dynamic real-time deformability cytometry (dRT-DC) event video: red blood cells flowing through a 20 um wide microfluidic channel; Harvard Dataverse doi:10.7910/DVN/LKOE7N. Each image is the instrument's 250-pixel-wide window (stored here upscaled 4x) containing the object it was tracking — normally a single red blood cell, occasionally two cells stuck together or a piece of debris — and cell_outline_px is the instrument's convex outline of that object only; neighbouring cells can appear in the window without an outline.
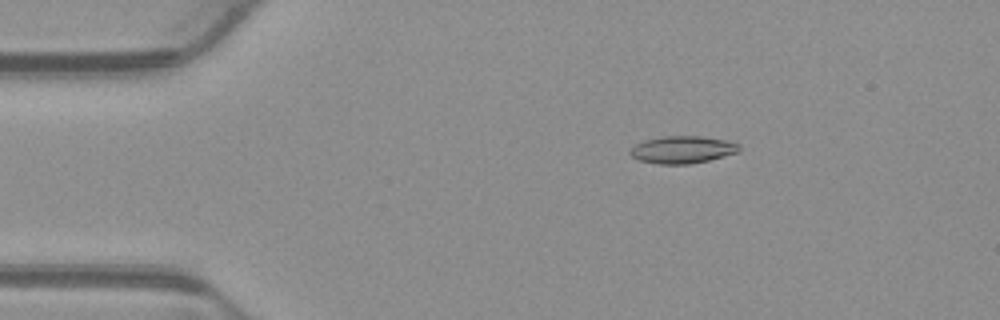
{"species": "common noctule bat (a hibernating species)", "species_latin": "Nyctalus noctula", "temperature_condition": "warm", "stored_images_in_passage": 53, "camera_frame_rate_fps": 3000, "um_per_image_px": 0.085, "animal": {"sex": "male", "body_mass_g": 23.1, "forearm_length_mm": 52.7}, "frame": {"image": 1, "passage_image": 9, "time_ms": 2.667, "image_size_px": [1000, 320], "cell_outline_px": [[740, 148], [736, 152], [708, 160], [688, 164], [656, 164], [640, 160], [632, 156], [628, 152], [636, 144], [644, 140], [664, 136], [700, 136], [728, 140], [740, 144]], "centroid_in_image_um": [57.99, 12.71], "position_along_channel_um": 27.0, "area_um2": 17.22}}
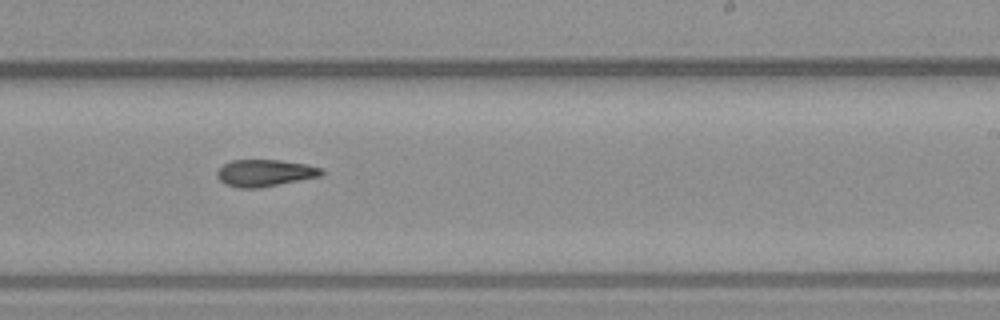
{"frame": {"image": 2, "passage_image": 32, "time_ms": 10.333, "image_size_px": [1000, 320], "cell_outline_px": [[324, 172], [320, 176], [256, 188], [236, 188], [224, 184], [220, 180], [216, 172], [224, 164], [232, 160], [280, 160], [308, 164], [324, 168]], "centroid_in_image_um": [22.52, 14.69], "position_along_channel_um": 266.5, "area_um2": 16.3}}
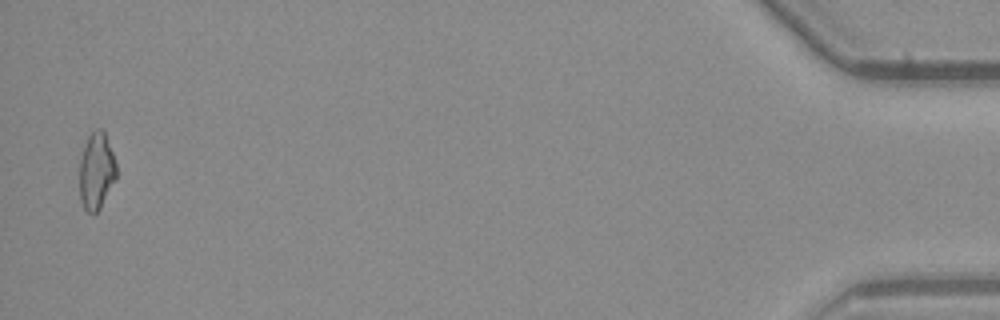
{"frame": {"image": 3, "passage_image": 52, "time_ms": 17.0, "image_size_px": [1000, 320], "cell_outline_px": [[116, 180], [100, 208], [96, 212], [88, 212], [84, 208], [80, 200], [80, 160], [88, 136], [96, 128], [100, 128], [104, 132], [112, 152], [116, 164]], "centroid_in_image_um": [8.2, 14.55], "position_along_channel_um": 427.0, "area_um2": 16.3}}